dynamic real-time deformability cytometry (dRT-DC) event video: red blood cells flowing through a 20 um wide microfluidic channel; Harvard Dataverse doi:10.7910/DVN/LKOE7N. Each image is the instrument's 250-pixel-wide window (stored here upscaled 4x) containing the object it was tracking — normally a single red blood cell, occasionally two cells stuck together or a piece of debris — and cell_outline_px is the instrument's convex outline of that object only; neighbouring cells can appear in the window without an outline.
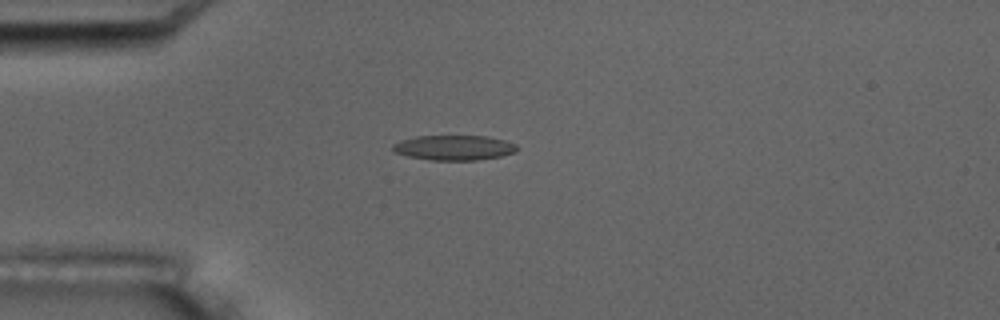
{"species": "common noctule bat (a hibernating species)", "species_latin": "Nyctalus noctula", "temperature_condition": "room temperature", "stored_images_in_passage": 8, "camera_frame_rate_fps": 3000, "um_per_image_px": 0.085, "animal": {"sex": "male", "body_mass_g": 17.5, "forearm_length_mm": 52.3}, "frame": {"image": 1, "passage_image": 4, "time_ms": 3.333, "image_size_px": [1000, 320], "cell_outline_px": [[520, 148], [516, 152], [500, 156], [476, 160], [432, 160], [408, 156], [396, 152], [392, 148], [392, 144], [400, 140], [416, 136], [488, 136], [504, 140], [516, 144]], "centroid_in_image_um": [38.62, 12.54], "position_along_channel_um": 46.4, "area_um2": 18.09}}
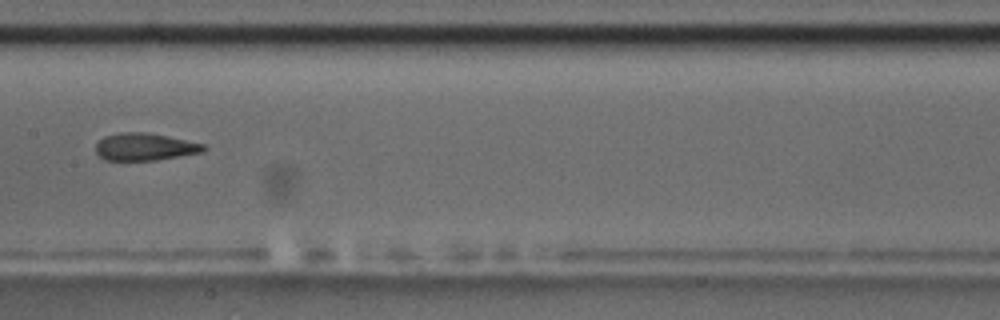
{"frame": {"image": 2, "passage_image": 8, "time_ms": 8.0, "image_size_px": [1000, 320], "cell_outline_px": [[208, 148], [204, 152], [156, 160], [104, 160], [96, 152], [96, 144], [104, 136], [120, 132], [148, 132], [168, 136], [204, 144]], "centroid_in_image_um": [12.33, 12.47], "position_along_channel_um": 195.1, "area_um2": 17.28}}